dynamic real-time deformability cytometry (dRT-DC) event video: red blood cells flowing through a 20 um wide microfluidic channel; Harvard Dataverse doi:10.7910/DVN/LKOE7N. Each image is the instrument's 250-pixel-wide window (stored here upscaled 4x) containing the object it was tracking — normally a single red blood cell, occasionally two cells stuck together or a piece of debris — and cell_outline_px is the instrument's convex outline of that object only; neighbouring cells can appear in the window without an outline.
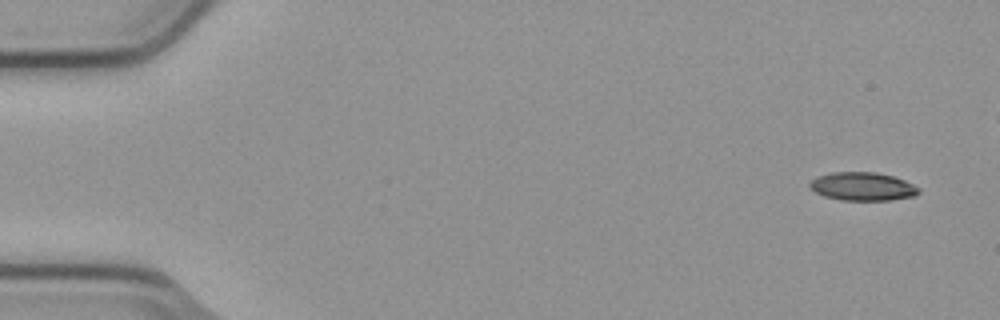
{"species": "common noctule bat (a hibernating species)", "species_latin": "Nyctalus noctula", "temperature_condition": "cold", "stored_images_in_passage": 6, "camera_frame_rate_fps": 3000, "um_per_image_px": 0.085, "animal": {"sex": "male", "body_mass_g": 23.1, "forearm_length_mm": 52.7}, "frame": {"image": 1, "passage_image": 1, "time_ms": 0.0, "image_size_px": [1000, 320], "cell_outline_px": [[920, 192], [916, 196], [888, 200], [840, 200], [824, 196], [816, 192], [808, 184], [816, 176], [832, 172], [876, 172], [892, 176], [904, 180], [920, 188]], "centroid_in_image_um": [73.33, 15.85], "position_along_channel_um": 11.7, "area_um2": 17.98}}
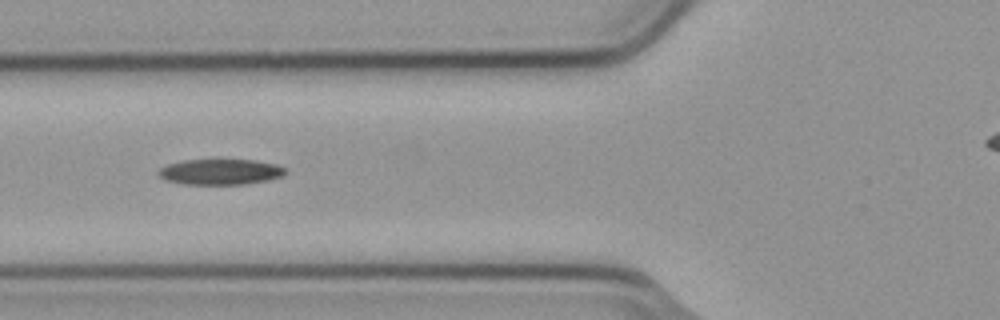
{"frame": {"image": 2, "passage_image": 6, "time_ms": 1.667, "image_size_px": [1000, 320], "cell_outline_px": [[288, 172], [284, 176], [268, 180], [244, 184], [184, 184], [164, 180], [156, 172], [160, 168], [168, 164], [184, 160], [256, 160], [276, 164], [284, 168]], "centroid_in_image_um": [18.74, 14.61], "position_along_channel_um": 107.1, "area_um2": 19.02}}